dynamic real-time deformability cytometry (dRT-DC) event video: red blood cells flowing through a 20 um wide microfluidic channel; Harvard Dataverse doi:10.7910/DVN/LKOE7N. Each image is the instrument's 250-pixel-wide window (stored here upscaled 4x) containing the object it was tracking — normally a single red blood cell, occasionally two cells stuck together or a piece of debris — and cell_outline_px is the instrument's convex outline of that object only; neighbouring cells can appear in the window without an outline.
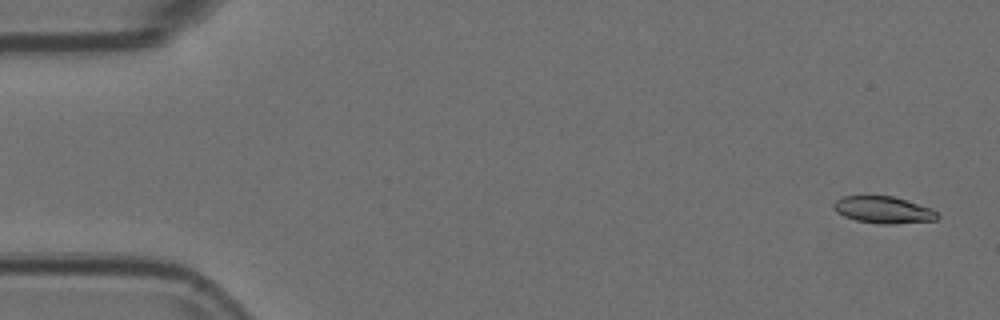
{"species": "Egyptian fruit bat (a non-hibernating species)", "species_latin": "Rousettus aegyptiacus", "temperature_condition": "room temperature", "stored_images_in_passage": 55, "camera_frame_rate_fps": 3000, "um_per_image_px": 0.085, "animal": {"sex": "female"}, "frame": {"image": 1, "passage_image": 3, "time_ms": 0.667, "image_size_px": [1000, 320], "cell_outline_px": [[940, 216], [936, 220], [892, 224], [880, 224], [856, 220], [844, 216], [836, 212], [832, 208], [832, 204], [840, 196], [892, 196], [932, 208]], "centroid_in_image_um": [75.06, 17.84], "position_along_channel_um": 9.9, "area_um2": 16.3}}
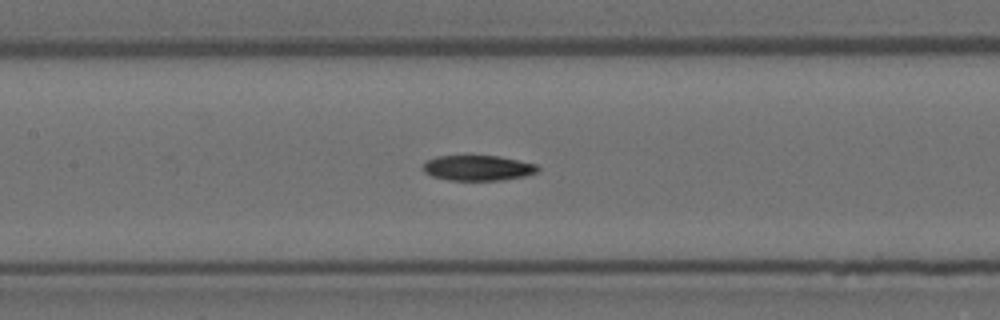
{"frame": {"image": 2, "passage_image": 26, "time_ms": 8.333, "image_size_px": [1000, 320], "cell_outline_px": [[540, 168], [536, 172], [524, 176], [500, 180], [448, 180], [432, 176], [424, 172], [424, 164], [428, 160], [436, 156], [500, 156], [536, 164]], "centroid_in_image_um": [40.62, 14.27], "position_along_channel_um": 166.8, "area_um2": 16.76}}
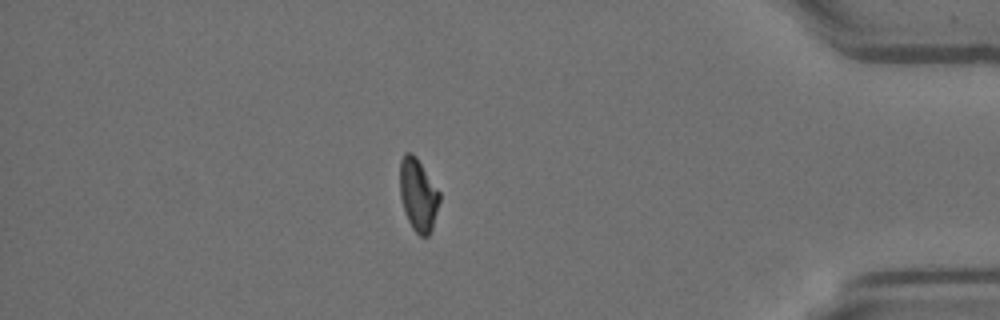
{"frame": {"image": 3, "passage_image": 48, "time_ms": 15.667, "image_size_px": [1000, 320], "cell_outline_px": [[440, 200], [432, 228], [428, 236], [420, 236], [412, 228], [408, 220], [400, 196], [400, 160], [404, 152], [412, 152], [416, 156], [440, 192]], "centroid_in_image_um": [35.54, 16.53], "position_along_channel_um": 399.7, "area_um2": 16.7}, "authors_computed_cell_mechanics": {"area_um2": 17.1088, "velocity_mm_per_s": 3.7197, "shape_relaxation_time_tau1_ms": 9.7089, "shape_relaxation_time_tau2_ms": null, "deformation_change_tau1": 0.2283, "deformation_change_tau2": null}}